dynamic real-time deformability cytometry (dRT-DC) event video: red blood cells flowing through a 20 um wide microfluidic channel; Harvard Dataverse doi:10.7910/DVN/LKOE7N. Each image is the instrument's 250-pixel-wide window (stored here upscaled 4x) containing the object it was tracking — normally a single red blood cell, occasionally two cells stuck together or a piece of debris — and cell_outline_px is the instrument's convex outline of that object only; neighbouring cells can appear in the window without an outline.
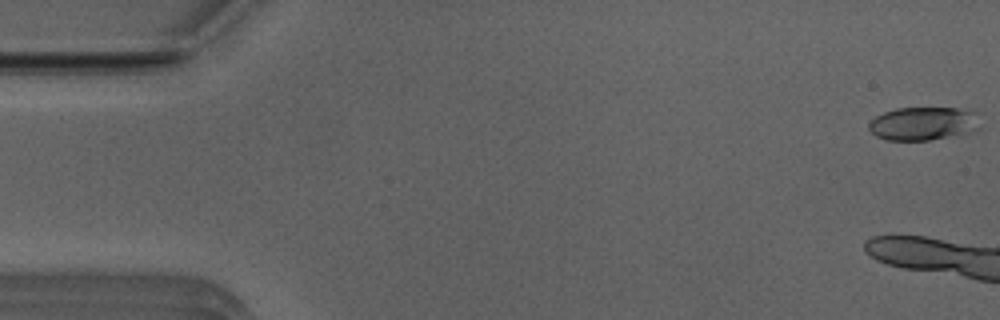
{"species": "Egyptian fruit bat (a non-hibernating species)", "species_latin": "Rousettus aegyptiacus", "temperature_condition": "room temperature", "stored_images_in_passage": 5, "camera_frame_rate_fps": 3000, "um_per_image_px": 0.085, "animal": {"sex": "male"}, "frame": {"image": 1, "passage_image": 1, "time_ms": 0.0, "image_size_px": [1000, 320], "cell_outline_px": [[980, 128], [964, 136], [928, 140], [888, 140], [876, 136], [868, 128], [868, 124], [876, 116], [884, 112], [896, 108], [956, 108], [976, 112]], "centroid_in_image_um": [78.53, 10.52], "position_along_channel_um": 6.5, "area_um2": 21.96}}